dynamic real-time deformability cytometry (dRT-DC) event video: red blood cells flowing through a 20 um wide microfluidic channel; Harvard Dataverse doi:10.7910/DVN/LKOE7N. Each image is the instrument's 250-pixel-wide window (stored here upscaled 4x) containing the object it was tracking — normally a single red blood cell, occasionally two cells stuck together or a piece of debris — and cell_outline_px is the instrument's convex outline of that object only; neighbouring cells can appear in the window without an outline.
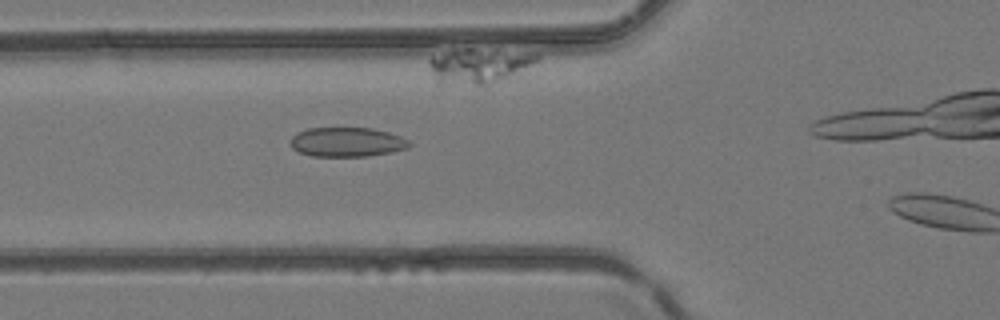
{"species": "common noctule bat (a hibernating species)", "species_latin": "Nyctalus noctula", "temperature_condition": "room temperature", "stored_images_in_passage": 10, "camera_frame_rate_fps": 3000, "um_per_image_px": 0.085, "animal": {"sex": "female", "body_mass_g": 24.6, "forearm_length_mm": 56.2}, "frame": {"image": 1, "passage_image": 9, "time_ms": 2.667, "image_size_px": [1000, 320], "cell_outline_px": [[412, 144], [408, 148], [392, 152], [368, 156], [312, 156], [300, 152], [292, 148], [292, 136], [296, 132], [308, 128], [372, 128], [388, 132], [400, 136], [408, 140]], "centroid_in_image_um": [29.51, 12.07], "position_along_channel_um": 96.3, "area_um2": 20.35}}